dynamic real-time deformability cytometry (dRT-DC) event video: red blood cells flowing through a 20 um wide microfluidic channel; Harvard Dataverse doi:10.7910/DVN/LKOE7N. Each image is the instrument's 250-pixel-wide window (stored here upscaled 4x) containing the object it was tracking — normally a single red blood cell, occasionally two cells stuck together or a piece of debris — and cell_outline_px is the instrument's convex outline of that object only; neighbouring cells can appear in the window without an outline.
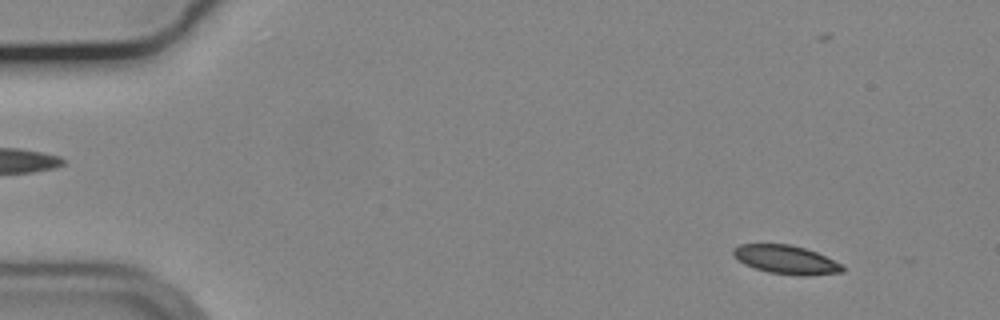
{"species": "common noctule bat (a hibernating species)", "species_latin": "Nyctalus noctula", "temperature_condition": "cold", "stored_images_in_passage": 57, "segment_of_instrument_passage": [1, 2], "camera_frame_rate_fps": 3000, "um_per_image_px": 0.085, "animal": {"sex": "male", "body_mass_g": 19.2, "forearm_length_mm": 51.8}, "frame": {"image": 1, "passage_image": 6, "time_ms": 1.667, "image_size_px": [1000, 320], "cell_outline_px": [[844, 272], [804, 276], [800, 276], [768, 272], [744, 264], [732, 252], [732, 248], [740, 244], [792, 244], [816, 252], [844, 264]], "centroid_in_image_um": [66.86, 22.07], "position_along_channel_um": 18.1, "area_um2": 18.26}}
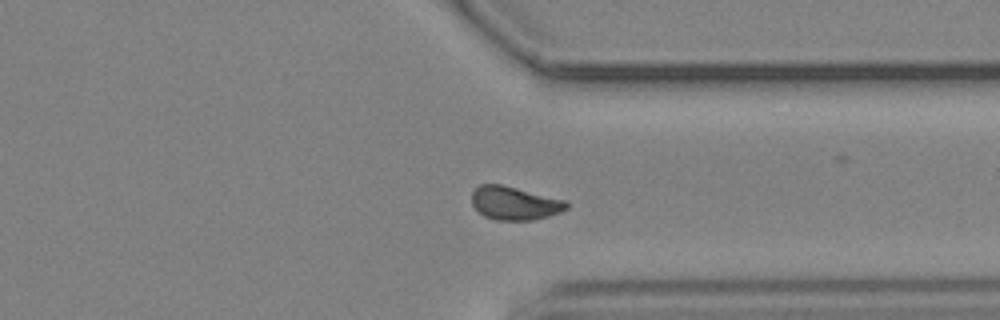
{"frame": {"image": 2, "passage_image": 43, "time_ms": 14.0, "image_size_px": [1000, 320], "cell_outline_px": [[568, 208], [560, 212], [548, 216], [532, 220], [496, 220], [484, 216], [472, 204], [472, 192], [480, 184], [500, 184], [564, 200], [568, 204]], "centroid_in_image_um": [43.72, 17.27], "position_along_channel_um": 367.7, "area_um2": 18.15}}
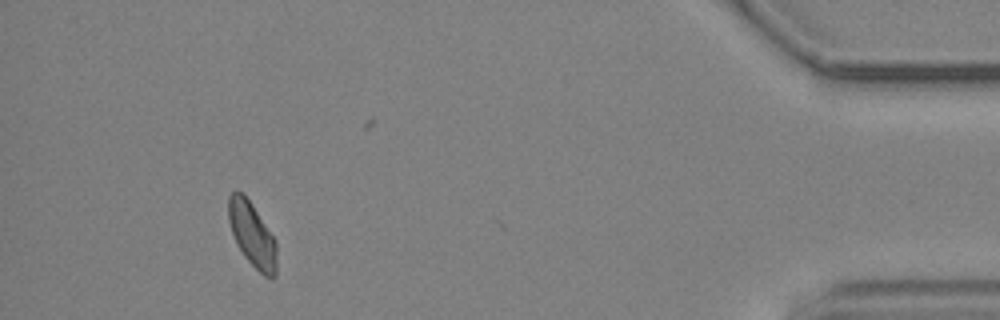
{"frame": {"image": 3, "passage_image": 52, "time_ms": 17.0, "image_size_px": [1000, 320], "cell_outline_px": [[276, 276], [264, 276], [244, 256], [236, 244], [228, 220], [228, 196], [236, 188], [252, 204], [276, 240]], "centroid_in_image_um": [21.41, 19.91], "position_along_channel_um": 413.8, "area_um2": 17.98}}